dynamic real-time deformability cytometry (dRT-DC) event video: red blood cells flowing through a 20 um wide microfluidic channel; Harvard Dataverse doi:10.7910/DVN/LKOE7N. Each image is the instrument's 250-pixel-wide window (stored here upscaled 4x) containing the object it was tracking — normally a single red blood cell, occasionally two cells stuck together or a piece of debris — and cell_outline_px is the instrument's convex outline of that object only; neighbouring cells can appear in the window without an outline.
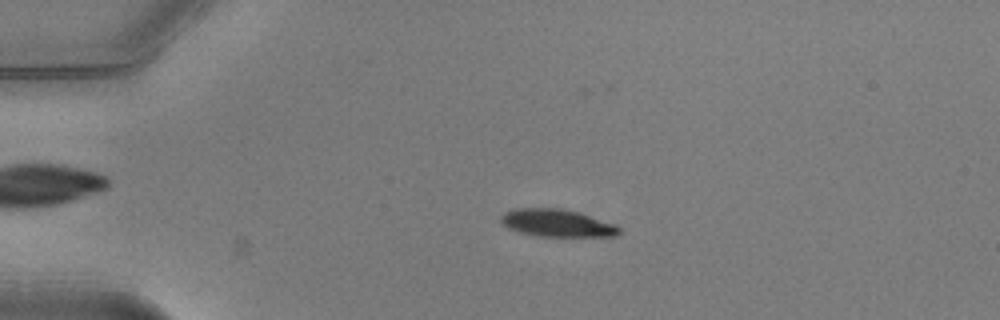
{"species": "common noctule bat (a hibernating species)", "species_latin": "Nyctalus noctula", "temperature_condition": "warm", "stored_images_in_passage": 45, "camera_frame_rate_fps": 3000, "um_per_image_px": 0.085, "animal": {"sex": "male", "body_mass_g": 20.5, "forearm_length_mm": 52.5}, "frame": {"image": 1, "passage_image": 5, "time_ms": 1.333, "image_size_px": [1000, 320], "cell_outline_px": [[620, 232], [616, 236], [536, 236], [520, 232], [508, 228], [500, 220], [500, 216], [504, 212], [516, 208], [560, 208], [576, 212], [616, 224], [620, 228]], "centroid_in_image_um": [47.32, 18.96], "position_along_channel_um": 37.7, "area_um2": 18.79}}
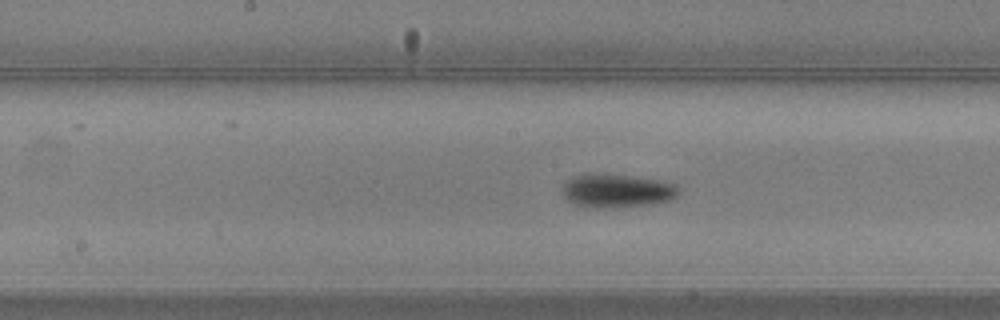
{"frame": {"image": 2, "passage_image": 20, "time_ms": 6.333, "image_size_px": [1000, 320], "cell_outline_px": [[680, 192], [676, 196], [668, 200], [648, 204], [576, 204], [568, 200], [564, 196], [564, 180], [572, 176], [584, 172], [608, 172], [660, 180], [676, 184]], "centroid_in_image_um": [52.43, 16.09], "position_along_channel_um": 195.8, "area_um2": 21.96}}
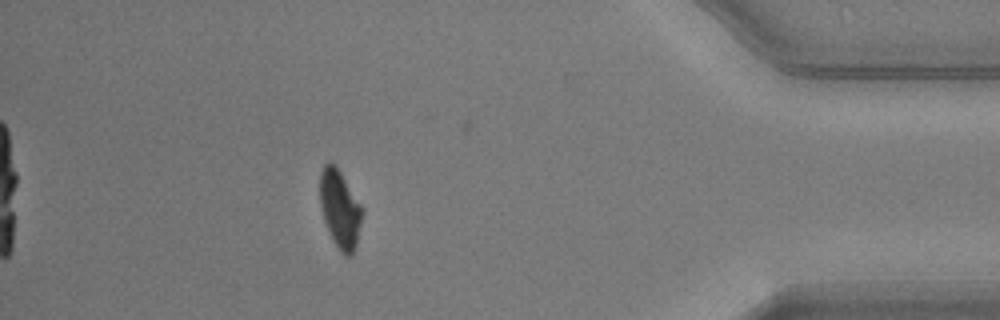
{"frame": {"image": 3, "passage_image": 39, "time_ms": 12.667, "image_size_px": [1000, 320], "cell_outline_px": [[360, 224], [356, 244], [352, 256], [344, 256], [340, 252], [332, 240], [324, 220], [320, 204], [320, 172], [324, 164], [328, 160], [336, 164], [360, 204]], "centroid_in_image_um": [28.85, 17.74], "position_along_channel_um": 406.3, "area_um2": 18.96}, "authors_computed_cell_mechanics": {"area_um2": 20.6346, "velocity_mm_per_s": 3.9931, "shape_relaxation_time_tau1_ms": 2.4214, "shape_relaxation_time_tau2_ms": null, "deformation_change_tau1": 0.1624, "deformation_change_tau2": null}}